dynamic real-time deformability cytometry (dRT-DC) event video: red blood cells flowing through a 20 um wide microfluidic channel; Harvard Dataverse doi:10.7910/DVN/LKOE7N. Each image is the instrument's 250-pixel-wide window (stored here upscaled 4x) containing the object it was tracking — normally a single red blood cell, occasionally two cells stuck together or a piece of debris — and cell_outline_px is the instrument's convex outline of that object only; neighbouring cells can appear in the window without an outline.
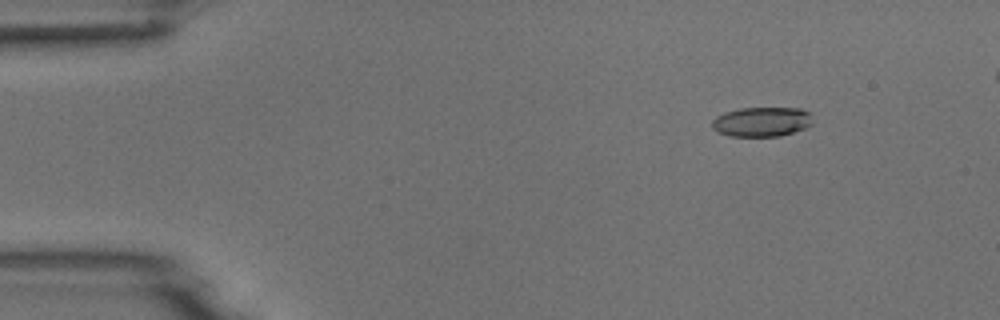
{"species": "common noctule bat (a hibernating species)", "species_latin": "Nyctalus noctula", "temperature_condition": "room temperature", "stored_images_in_passage": 6, "camera_frame_rate_fps": 3000, "um_per_image_px": 0.085, "animal": {"sex": "male", "body_mass_g": 18.8}, "frame": {"image": 1, "passage_image": 2, "time_ms": 0.333, "image_size_px": [1000, 320], "cell_outline_px": [[812, 124], [804, 128], [780, 136], [732, 136], [716, 132], [712, 128], [712, 120], [716, 116], [724, 112], [740, 108], [800, 108], [808, 112]], "centroid_in_image_um": [64.69, 10.35], "position_along_channel_um": 20.3, "area_um2": 17.28}}